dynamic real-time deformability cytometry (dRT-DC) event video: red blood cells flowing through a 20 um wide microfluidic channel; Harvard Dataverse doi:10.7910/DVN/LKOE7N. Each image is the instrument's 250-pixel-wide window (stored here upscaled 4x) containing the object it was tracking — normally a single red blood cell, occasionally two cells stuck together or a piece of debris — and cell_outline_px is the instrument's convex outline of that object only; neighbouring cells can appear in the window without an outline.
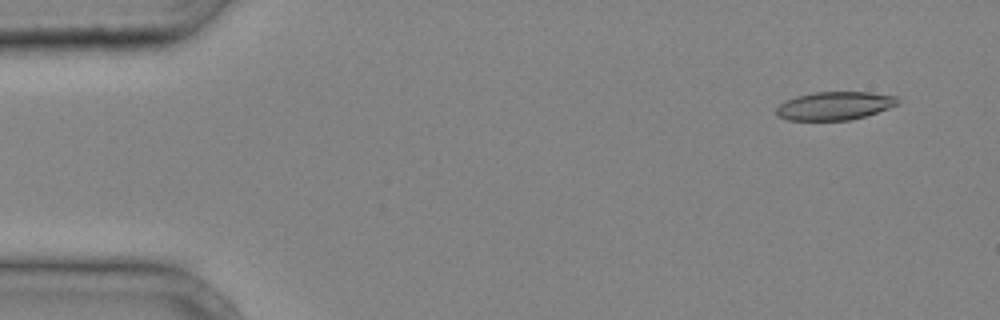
{"species": "common noctule bat (a hibernating species)", "species_latin": "Nyctalus noctula", "temperature_condition": "cold", "stored_images_in_passage": 36, "camera_frame_rate_fps": 3000, "um_per_image_px": 0.085, "animal": {"sex": "male", "body_mass_g": 20.4}, "frame": {"image": 1, "passage_image": 3, "time_ms": 0.667, "image_size_px": [1000, 320], "cell_outline_px": [[900, 104], [864, 116], [848, 120], [788, 120], [776, 116], [776, 108], [780, 104], [796, 96], [812, 92], [872, 92], [896, 96], [900, 100]], "centroid_in_image_um": [70.95, 8.98], "position_along_channel_um": 14.1, "area_um2": 20.0}}
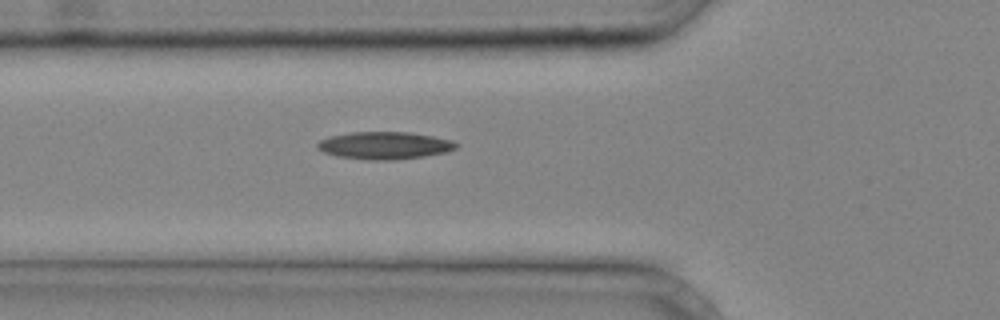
{"frame": {"image": 2, "passage_image": 14, "time_ms": 4.333, "image_size_px": [1000, 320], "cell_outline_px": [[460, 144], [456, 148], [444, 152], [424, 156], [396, 160], [368, 160], [336, 156], [324, 152], [316, 148], [316, 144], [320, 140], [332, 136], [352, 132], [408, 132], [432, 136], [452, 140]], "centroid_in_image_um": [32.68, 12.37], "position_along_channel_um": 93.1, "area_um2": 22.14}}
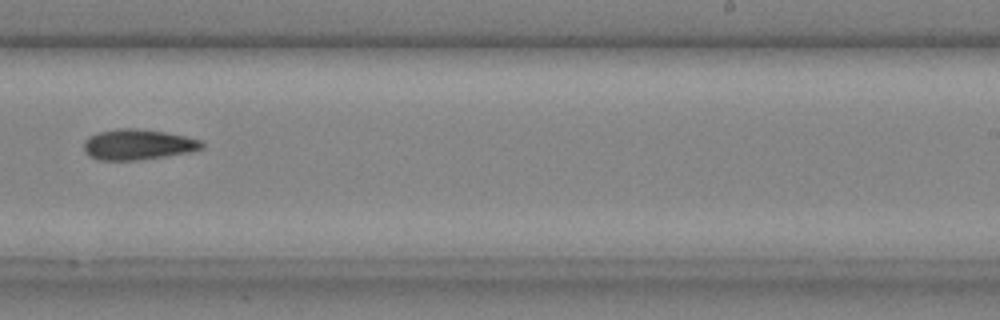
{"frame": {"image": 3, "passage_image": 25, "time_ms": 8.0, "image_size_px": [1000, 320], "cell_outline_px": [[204, 148], [192, 152], [136, 160], [100, 160], [92, 156], [84, 148], [84, 140], [88, 136], [96, 132], [120, 128], [136, 128], [164, 132], [184, 136], [200, 140], [204, 144]], "centroid_in_image_um": [11.73, 12.27], "position_along_channel_um": 277.3, "area_um2": 20.87}}